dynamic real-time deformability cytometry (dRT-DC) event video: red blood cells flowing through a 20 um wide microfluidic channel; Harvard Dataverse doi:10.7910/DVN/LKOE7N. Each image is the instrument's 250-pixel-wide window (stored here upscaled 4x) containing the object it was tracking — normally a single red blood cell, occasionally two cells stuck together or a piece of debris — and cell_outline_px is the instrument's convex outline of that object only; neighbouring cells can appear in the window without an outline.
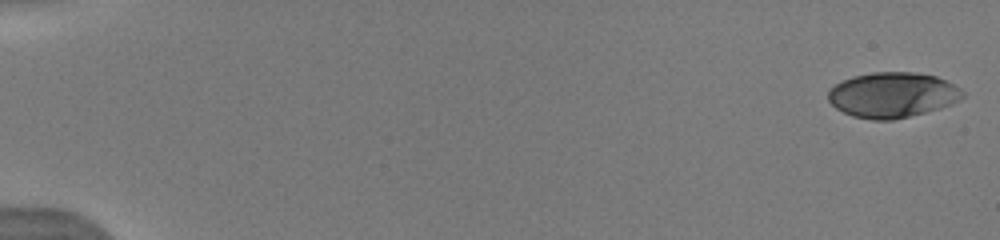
{"species": "human", "species_latin": "Homo sapiens", "temperature_condition": "warm", "stored_images_in_passage": 45, "camera_frame_rate_fps": 3000, "um_per_image_px": 0.085, "donor": {"sex": "male"}, "frame": {"image": 1, "passage_image": 1, "time_ms": 0.0, "image_size_px": [1000, 240], "cell_outline_px": [[964, 96], [960, 100], [952, 104], [940, 108], [892, 120], [872, 120], [852, 116], [836, 108], [828, 100], [828, 88], [852, 76], [872, 72], [912, 72], [936, 76], [960, 88], [964, 92]], "centroid_in_image_um": [75.84, 8.07], "position_along_channel_um": 9.2, "area_um2": 35.43}}
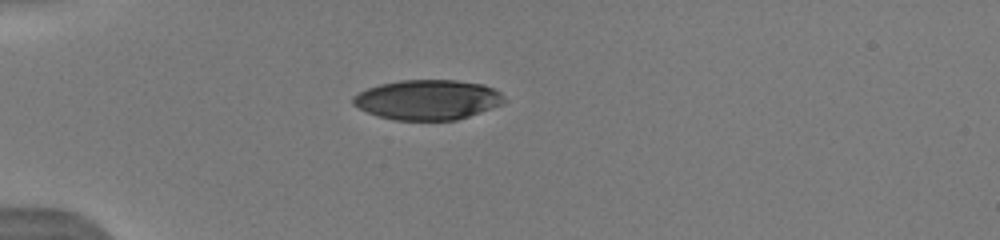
{"frame": {"image": 2, "passage_image": 14, "time_ms": 4.667, "image_size_px": [1000, 240], "cell_outline_px": [[508, 100], [504, 104], [456, 120], [396, 120], [380, 116], [368, 112], [352, 104], [352, 96], [368, 88], [380, 84], [400, 80], [456, 80], [484, 84], [500, 92]], "centroid_in_image_um": [36.39, 8.47], "position_along_channel_um": 48.6, "area_um2": 35.2}}
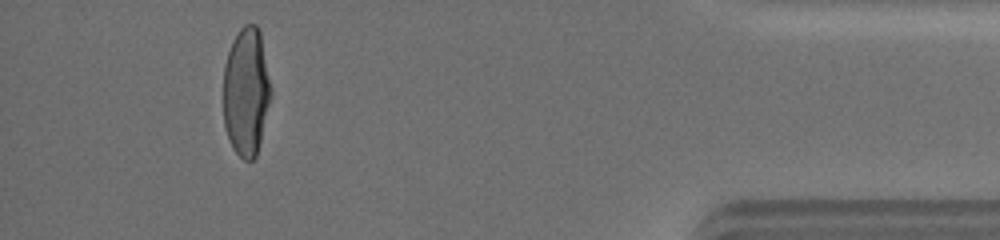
{"frame": {"image": 3, "passage_image": 42, "time_ms": 15.333, "image_size_px": [1000, 240], "cell_outline_px": [[272, 96], [256, 156], [252, 160], [244, 160], [232, 148], [224, 124], [224, 64], [232, 40], [240, 28], [244, 24], [256, 24], [260, 32], [272, 88]], "centroid_in_image_um": [20.94, 7.78], "position_along_channel_um": 414.3, "area_um2": 35.78}, "authors_computed_cell_mechanics": {"area_um2": 36.8764, "velocity_mm_per_s": 4.1228, "shape_relaxation_time_tau1_ms": 4.2875, "shape_relaxation_time_tau2_ms": 1.0372, "deformation_change_tau1": 0.2131, "deformation_change_tau2": 0.0565}}